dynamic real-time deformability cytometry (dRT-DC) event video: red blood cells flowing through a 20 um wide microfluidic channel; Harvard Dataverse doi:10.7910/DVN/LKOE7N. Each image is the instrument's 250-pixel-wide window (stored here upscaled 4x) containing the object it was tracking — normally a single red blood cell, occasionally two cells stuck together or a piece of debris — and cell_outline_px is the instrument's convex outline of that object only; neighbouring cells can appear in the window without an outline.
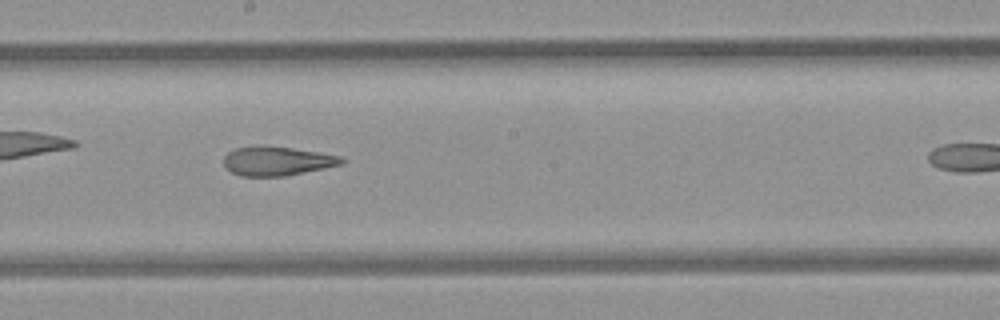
{"species": "common noctule bat (a hibernating species)", "species_latin": "Nyctalus noctula", "temperature_condition": "room temperature", "stored_images_in_passage": 34, "camera_frame_rate_fps": 3000, "um_per_image_px": 0.085, "animal": {"sex": "female", "body_mass_g": 21.9}, "frame": {"image": 1, "passage_image": 15, "time_ms": 4.667, "image_size_px": [1000, 320], "cell_outline_px": [[344, 164], [284, 176], [240, 176], [232, 172], [224, 164], [224, 156], [228, 152], [236, 148], [292, 148], [340, 156], [344, 160]], "centroid_in_image_um": [23.57, 13.72], "position_along_channel_um": 224.6, "area_um2": 19.13}, "authors_computed_cell_mechanics": {"area_um2": 21.0681, "velocity_mm_per_s": 3.9788, "shape_relaxation_time_tau1_ms": null, "shape_relaxation_time_tau2_ms": 1.5408, "deformation_change_tau1": null, "deformation_change_tau2": 0.0861}}